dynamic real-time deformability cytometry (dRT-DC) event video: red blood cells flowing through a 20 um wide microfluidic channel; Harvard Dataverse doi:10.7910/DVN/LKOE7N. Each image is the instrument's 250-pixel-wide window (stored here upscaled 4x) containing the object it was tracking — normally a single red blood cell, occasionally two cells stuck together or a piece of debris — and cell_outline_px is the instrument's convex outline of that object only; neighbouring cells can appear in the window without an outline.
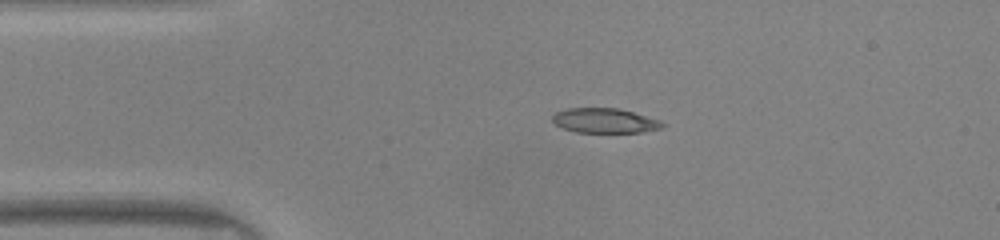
{"species": "common noctule bat (a hibernating species)", "species_latin": "Nyctalus noctula", "temperature_condition": "warm", "stored_images_in_passage": 6, "camera_frame_rate_fps": 3000, "um_per_image_px": 0.085, "animal": {"sex": "male", "body_mass_g": 20.0, "forearm_length_mm": 53.3}, "frame": {"image": 1, "passage_image": 3, "time_ms": 0.667, "image_size_px": [1000, 240], "cell_outline_px": [[644, 120], [632, 132], [588, 132], [568, 128], [568, 112], [580, 108], [604, 108], [628, 112]], "centroid_in_image_um": [51.23, 10.24], "position_along_channel_um": 33.8, "area_um2": 10.92}}